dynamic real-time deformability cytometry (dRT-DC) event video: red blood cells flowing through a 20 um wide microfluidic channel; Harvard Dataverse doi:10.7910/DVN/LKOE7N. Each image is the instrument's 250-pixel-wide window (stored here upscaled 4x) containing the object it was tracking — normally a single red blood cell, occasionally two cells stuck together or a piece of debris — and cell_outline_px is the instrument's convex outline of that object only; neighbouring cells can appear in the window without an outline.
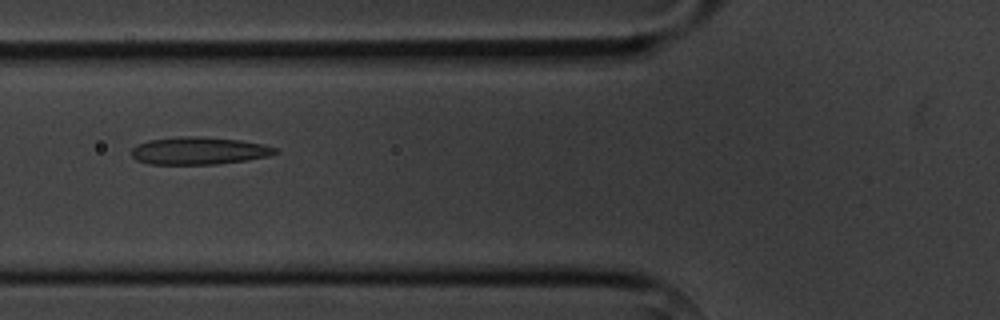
{"species": "common noctule bat (a hibernating species)", "species_latin": "Nyctalus noctula", "temperature_condition": "cold", "stored_images_in_passage": 12, "camera_frame_rate_fps": 3000, "um_per_image_px": 0.085, "animal": {"sex": "male", "body_mass_g": 20.1, "forearm_length_mm": 53.5}, "frame": {"image": 1, "passage_image": 3, "time_ms": 2.333, "image_size_px": [1000, 320], "cell_outline_px": [[280, 152], [268, 156], [248, 160], [216, 164], [148, 164], [136, 160], [132, 156], [132, 148], [136, 144], [148, 140], [180, 136], [200, 136], [240, 140], [264, 144], [276, 148]], "centroid_in_image_um": [16.9, 12.81], "position_along_channel_um": 108.9, "area_um2": 23.24}}
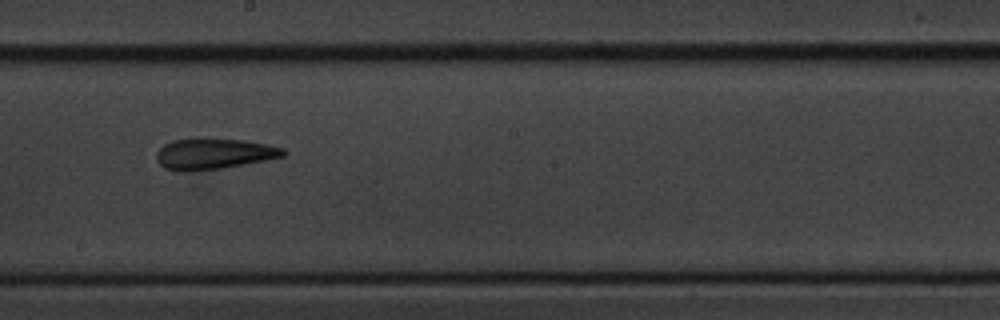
{"frame": {"image": 2, "passage_image": 6, "time_ms": 5.667, "image_size_px": [1000, 320], "cell_outline_px": [[288, 152], [284, 156], [224, 168], [164, 168], [156, 160], [156, 152], [164, 144], [172, 140], [196, 136], [204, 136], [244, 140], [284, 148]], "centroid_in_image_um": [18.19, 12.99], "position_along_channel_um": 230.0, "area_um2": 22.6}}
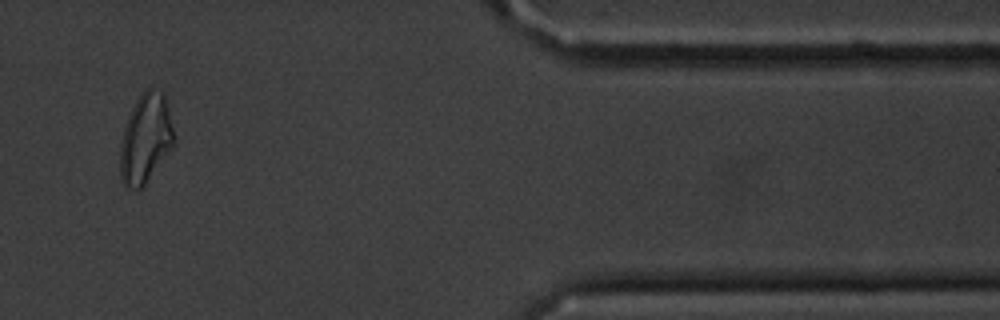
{"frame": {"image": 3, "passage_image": 10, "time_ms": 11.333, "image_size_px": [1000, 320], "cell_outline_px": [[176, 144], [144, 188], [124, 188], [120, 180], [120, 144], [124, 128], [128, 116], [136, 100], [148, 88], [152, 88], [164, 92], [176, 136]], "centroid_in_image_um": [12.4, 11.84], "position_along_channel_um": 399.0, "area_um2": 28.78}, "authors_computed_cell_mechanics": {"area_um2": 22.7732, "velocity_mm_per_s": 3.628, "shape_relaxation_time_tau1_ms": null, "shape_relaxation_time_tau2_ms": 7.6282, "deformation_change_tau1": null, "deformation_change_tau2": 0.2232}}